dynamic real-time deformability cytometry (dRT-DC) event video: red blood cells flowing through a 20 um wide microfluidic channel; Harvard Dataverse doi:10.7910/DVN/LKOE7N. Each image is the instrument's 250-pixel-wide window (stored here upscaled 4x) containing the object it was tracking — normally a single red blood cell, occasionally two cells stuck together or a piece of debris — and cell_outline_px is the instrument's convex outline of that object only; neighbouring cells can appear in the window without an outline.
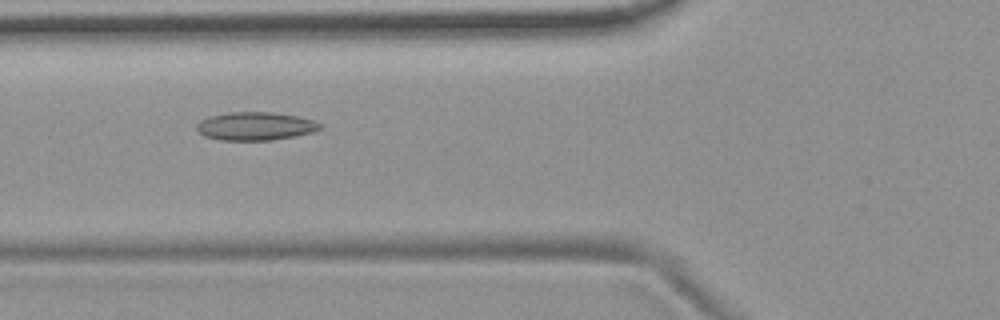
{"species": "common noctule bat (a hibernating species)", "species_latin": "Nyctalus noctula", "temperature_condition": "room temperature", "stored_images_in_passage": 55, "camera_frame_rate_fps": 3000, "um_per_image_px": 0.085, "animal": {"sex": "female", "body_mass_g": 19.9}, "frame": {"image": 1, "passage_image": 21, "time_ms": 6.667, "image_size_px": [1000, 320], "cell_outline_px": [[320, 128], [312, 132], [296, 136], [272, 140], [220, 140], [204, 136], [196, 128], [196, 124], [200, 120], [208, 116], [228, 112], [272, 112], [296, 116], [312, 120], [320, 124]], "centroid_in_image_um": [21.65, 10.72], "position_along_channel_um": 104.1, "area_um2": 20.23}}
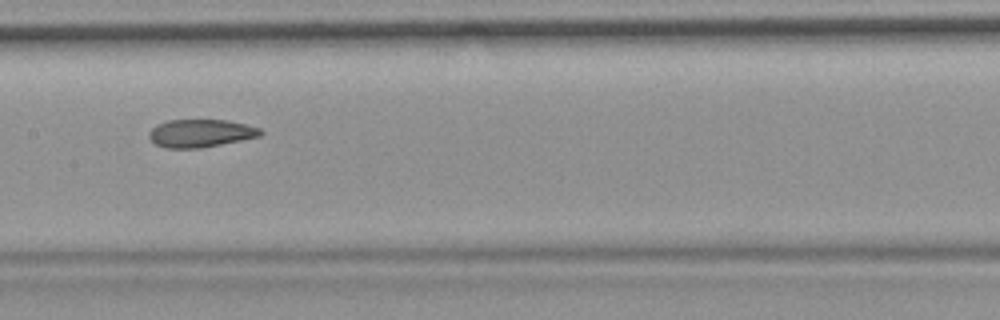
{"frame": {"image": 2, "passage_image": 28, "time_ms": 9.0, "image_size_px": [1000, 320], "cell_outline_px": [[264, 132], [260, 136], [200, 148], [164, 148], [156, 144], [148, 136], [148, 132], [156, 124], [168, 120], [228, 120], [260, 128]], "centroid_in_image_um": [17.02, 11.32], "position_along_channel_um": 190.4, "area_um2": 18.03}}
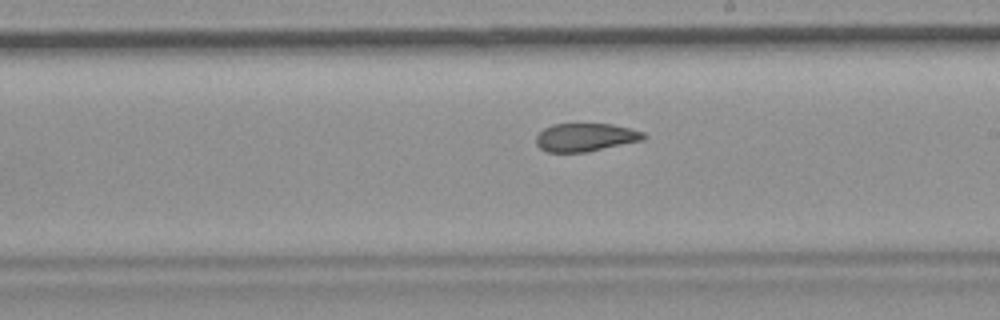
{"frame": {"image": 3, "passage_image": 32, "time_ms": 10.333, "image_size_px": [1000, 320], "cell_outline_px": [[648, 136], [644, 140], [588, 152], [548, 152], [540, 148], [536, 144], [536, 136], [544, 128], [552, 124], [612, 124], [644, 132]], "centroid_in_image_um": [49.78, 11.68], "position_along_channel_um": 239.2, "area_um2": 17.74}, "authors_computed_cell_mechanics": {"area_um2": 19.8254, "velocity_mm_per_s": 3.6969, "shape_relaxation_time_tau1_ms": null, "shape_relaxation_time_tau2_ms": 2.7283, "deformation_change_tau1": null, "deformation_change_tau2": 0.0841}}